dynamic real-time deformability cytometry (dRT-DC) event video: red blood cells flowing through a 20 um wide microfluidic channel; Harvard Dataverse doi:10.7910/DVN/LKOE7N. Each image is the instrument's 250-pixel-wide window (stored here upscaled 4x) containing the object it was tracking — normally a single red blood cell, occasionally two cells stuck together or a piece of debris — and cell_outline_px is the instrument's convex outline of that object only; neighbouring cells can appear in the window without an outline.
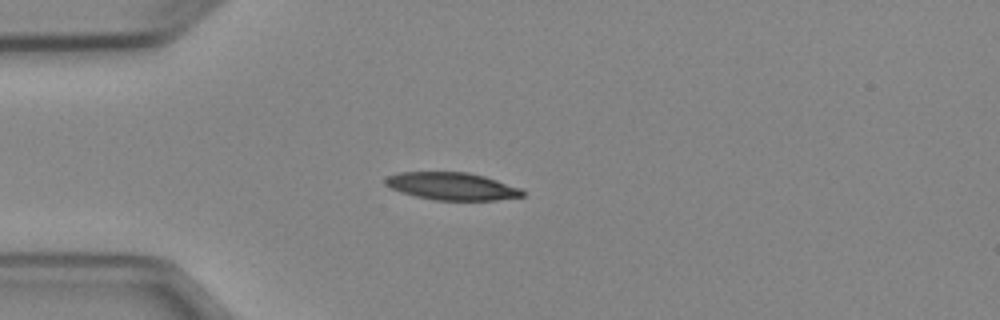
{"species": "Egyptian fruit bat (a non-hibernating species)", "species_latin": "Rousettus aegyptiacus", "temperature_condition": "cold", "stored_images_in_passage": 3, "camera_frame_rate_fps": 3000, "um_per_image_px": 0.085, "animal": {"sex": "female"}, "frame": {"image": 1, "passage_image": 2, "time_ms": 1.0, "image_size_px": [1000, 320], "cell_outline_px": [[524, 196], [496, 200], [436, 200], [416, 196], [400, 192], [384, 184], [384, 180], [388, 176], [400, 172], [468, 172], [484, 176], [520, 188], [524, 192]], "centroid_in_image_um": [38.4, 15.83], "position_along_channel_um": 46.6, "area_um2": 21.85}}